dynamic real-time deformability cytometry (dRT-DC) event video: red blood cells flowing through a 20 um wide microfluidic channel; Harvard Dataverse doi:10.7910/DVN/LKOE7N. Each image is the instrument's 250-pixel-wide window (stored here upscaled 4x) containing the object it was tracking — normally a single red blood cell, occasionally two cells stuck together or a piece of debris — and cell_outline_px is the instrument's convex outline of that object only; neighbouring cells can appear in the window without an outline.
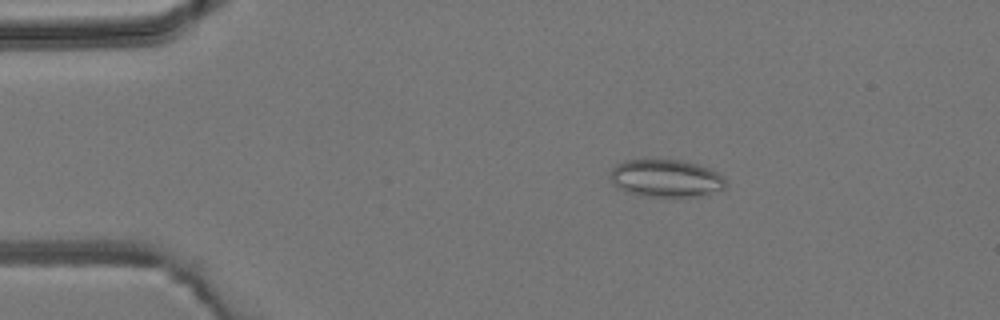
{"species": "common noctule bat (a hibernating species)", "species_latin": "Nyctalus noctula", "temperature_condition": "room temperature", "stored_images_in_passage": 5, "camera_frame_rate_fps": 3000, "um_per_image_px": 0.085, "animal": {"sex": "male", "body_mass_g": 19.2, "forearm_length_mm": 51.8}, "frame": {"image": 1, "passage_image": 2, "time_ms": 1.333, "image_size_px": [1000, 320], "cell_outline_px": [[724, 188], [700, 196], [676, 200], [636, 196], [616, 188], [612, 184], [612, 168], [616, 164], [624, 160], [680, 160], [696, 164], [708, 168], [724, 176]], "centroid_in_image_um": [56.57, 15.22], "position_along_channel_um": 28.4, "area_um2": 26.07}}